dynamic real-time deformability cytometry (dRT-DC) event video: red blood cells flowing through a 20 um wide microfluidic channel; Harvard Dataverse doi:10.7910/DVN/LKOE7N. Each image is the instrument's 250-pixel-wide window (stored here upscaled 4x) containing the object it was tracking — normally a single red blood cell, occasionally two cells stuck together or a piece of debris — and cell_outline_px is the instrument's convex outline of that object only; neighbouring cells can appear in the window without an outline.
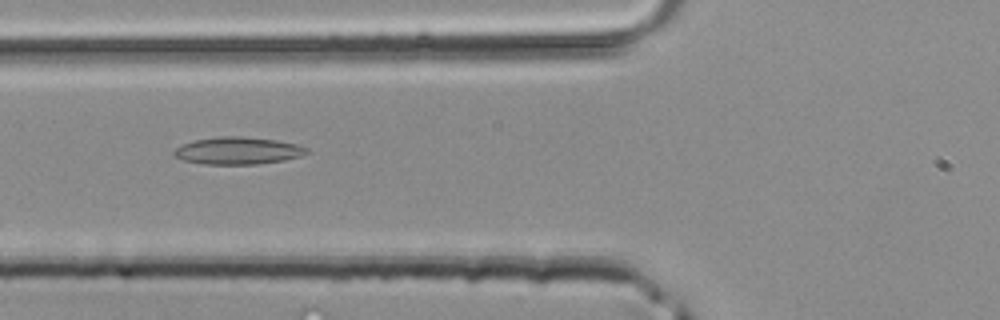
{"species": "common noctule bat (a hibernating species)", "species_latin": "Nyctalus noctula", "temperature_condition": "room temperature", "stored_images_in_passage": 29, "camera_frame_rate_fps": 3000, "um_per_image_px": 0.085, "animal": {"sex": "male", "body_mass_g": 20.4}, "frame": {"image": 1, "passage_image": 3, "time_ms": 0.667, "image_size_px": [1000, 320], "cell_outline_px": [[308, 152], [300, 156], [284, 160], [256, 164], [200, 164], [184, 160], [176, 156], [172, 152], [176, 148], [184, 144], [196, 140], [220, 136], [240, 136], [276, 140], [296, 144], [308, 148]], "centroid_in_image_um": [20.22, 12.81], "position_along_channel_um": 105.6, "area_um2": 20.87}}
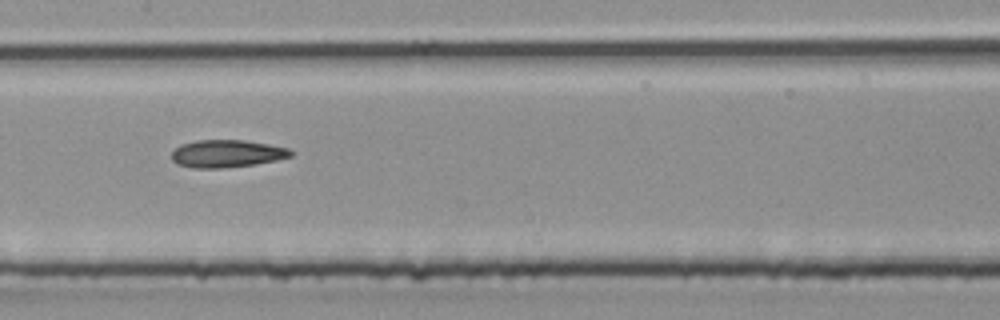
{"frame": {"image": 2, "passage_image": 8, "time_ms": 2.333, "image_size_px": [1000, 320], "cell_outline_px": [[296, 152], [292, 156], [276, 160], [252, 164], [224, 168], [192, 168], [176, 164], [172, 160], [172, 152], [180, 144], [196, 140], [244, 140], [268, 144], [288, 148]], "centroid_in_image_um": [19.27, 13.05], "position_along_channel_um": 188.1, "area_um2": 19.19}}
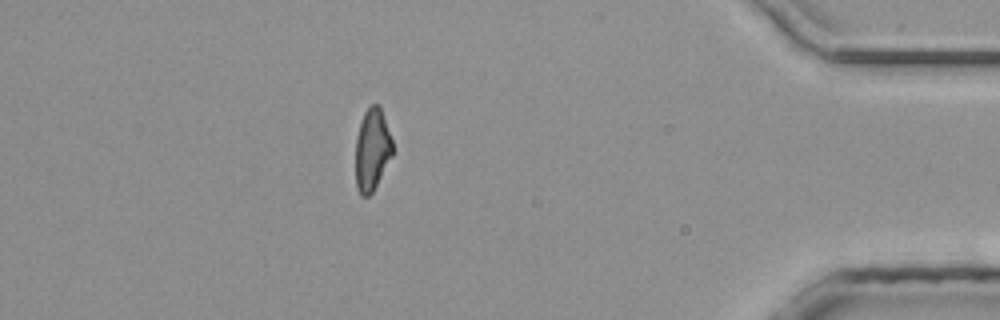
{"frame": {"image": 3, "passage_image": 24, "time_ms": 7.667, "image_size_px": [1000, 320], "cell_outline_px": [[392, 156], [372, 192], [368, 196], [360, 196], [356, 188], [356, 136], [360, 120], [364, 112], [372, 104], [380, 104], [392, 140]], "centroid_in_image_um": [31.61, 12.7], "position_along_channel_um": 403.6, "area_um2": 17.74}}